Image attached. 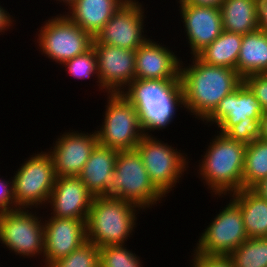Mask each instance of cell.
<instances>
[{
  "instance_id": "6da1fadb",
  "label": "cell",
  "mask_w": 267,
  "mask_h": 267,
  "mask_svg": "<svg viewBox=\"0 0 267 267\" xmlns=\"http://www.w3.org/2000/svg\"><path fill=\"white\" fill-rule=\"evenodd\" d=\"M192 58L193 65H180L183 106L204 122L220 101L243 83V78L235 69L206 64L197 56Z\"/></svg>"
},
{
  "instance_id": "7a4b0ae2",
  "label": "cell",
  "mask_w": 267,
  "mask_h": 267,
  "mask_svg": "<svg viewBox=\"0 0 267 267\" xmlns=\"http://www.w3.org/2000/svg\"><path fill=\"white\" fill-rule=\"evenodd\" d=\"M127 88L122 94L137 109L145 135L148 130L166 128L174 119L176 107L183 108L180 81L135 79Z\"/></svg>"
},
{
  "instance_id": "3957f363",
  "label": "cell",
  "mask_w": 267,
  "mask_h": 267,
  "mask_svg": "<svg viewBox=\"0 0 267 267\" xmlns=\"http://www.w3.org/2000/svg\"><path fill=\"white\" fill-rule=\"evenodd\" d=\"M246 148V144L220 132L210 142L199 164V175L215 196L223 197L242 189Z\"/></svg>"
},
{
  "instance_id": "277c9868",
  "label": "cell",
  "mask_w": 267,
  "mask_h": 267,
  "mask_svg": "<svg viewBox=\"0 0 267 267\" xmlns=\"http://www.w3.org/2000/svg\"><path fill=\"white\" fill-rule=\"evenodd\" d=\"M136 208L141 209L119 198L94 196L86 220L87 241L98 248L124 245L135 229Z\"/></svg>"
},
{
  "instance_id": "5b68a950",
  "label": "cell",
  "mask_w": 267,
  "mask_h": 267,
  "mask_svg": "<svg viewBox=\"0 0 267 267\" xmlns=\"http://www.w3.org/2000/svg\"><path fill=\"white\" fill-rule=\"evenodd\" d=\"M107 196L130 202L142 210L166 197L151 182L136 149L118 151L113 179L107 186Z\"/></svg>"
},
{
  "instance_id": "8992f818",
  "label": "cell",
  "mask_w": 267,
  "mask_h": 267,
  "mask_svg": "<svg viewBox=\"0 0 267 267\" xmlns=\"http://www.w3.org/2000/svg\"><path fill=\"white\" fill-rule=\"evenodd\" d=\"M107 96L104 122L96 131L98 143L117 151L135 150L145 135L137 109L122 93Z\"/></svg>"
},
{
  "instance_id": "52a82bcc",
  "label": "cell",
  "mask_w": 267,
  "mask_h": 267,
  "mask_svg": "<svg viewBox=\"0 0 267 267\" xmlns=\"http://www.w3.org/2000/svg\"><path fill=\"white\" fill-rule=\"evenodd\" d=\"M31 156L33 157H29L13 177L15 203L24 209L47 204L57 177L48 152Z\"/></svg>"
},
{
  "instance_id": "ba28073f",
  "label": "cell",
  "mask_w": 267,
  "mask_h": 267,
  "mask_svg": "<svg viewBox=\"0 0 267 267\" xmlns=\"http://www.w3.org/2000/svg\"><path fill=\"white\" fill-rule=\"evenodd\" d=\"M47 21L39 30L37 43L40 51L56 63L63 64L92 47L94 38L66 15Z\"/></svg>"
},
{
  "instance_id": "9c48e42d",
  "label": "cell",
  "mask_w": 267,
  "mask_h": 267,
  "mask_svg": "<svg viewBox=\"0 0 267 267\" xmlns=\"http://www.w3.org/2000/svg\"><path fill=\"white\" fill-rule=\"evenodd\" d=\"M136 150L142 158L151 182L164 196L187 170L188 161L184 154L151 135H144Z\"/></svg>"
},
{
  "instance_id": "30bf717a",
  "label": "cell",
  "mask_w": 267,
  "mask_h": 267,
  "mask_svg": "<svg viewBox=\"0 0 267 267\" xmlns=\"http://www.w3.org/2000/svg\"><path fill=\"white\" fill-rule=\"evenodd\" d=\"M36 216L26 208L0 213V242L16 255H44L43 223Z\"/></svg>"
},
{
  "instance_id": "8fae6325",
  "label": "cell",
  "mask_w": 267,
  "mask_h": 267,
  "mask_svg": "<svg viewBox=\"0 0 267 267\" xmlns=\"http://www.w3.org/2000/svg\"><path fill=\"white\" fill-rule=\"evenodd\" d=\"M224 208L198 239L196 252L229 256L248 239L240 207L230 199V203Z\"/></svg>"
},
{
  "instance_id": "7c38bea8",
  "label": "cell",
  "mask_w": 267,
  "mask_h": 267,
  "mask_svg": "<svg viewBox=\"0 0 267 267\" xmlns=\"http://www.w3.org/2000/svg\"><path fill=\"white\" fill-rule=\"evenodd\" d=\"M143 14L144 9L140 3L136 0H127L113 14L95 39L100 44L136 50L147 40L142 34L145 29Z\"/></svg>"
},
{
  "instance_id": "4fadbf2b",
  "label": "cell",
  "mask_w": 267,
  "mask_h": 267,
  "mask_svg": "<svg viewBox=\"0 0 267 267\" xmlns=\"http://www.w3.org/2000/svg\"><path fill=\"white\" fill-rule=\"evenodd\" d=\"M92 47L97 57L99 88L107 93H122L135 80V50L100 44Z\"/></svg>"
},
{
  "instance_id": "5bb4252c",
  "label": "cell",
  "mask_w": 267,
  "mask_h": 267,
  "mask_svg": "<svg viewBox=\"0 0 267 267\" xmlns=\"http://www.w3.org/2000/svg\"><path fill=\"white\" fill-rule=\"evenodd\" d=\"M43 221L44 267L65 258L87 241L86 220L77 218H56Z\"/></svg>"
},
{
  "instance_id": "9a60e30c",
  "label": "cell",
  "mask_w": 267,
  "mask_h": 267,
  "mask_svg": "<svg viewBox=\"0 0 267 267\" xmlns=\"http://www.w3.org/2000/svg\"><path fill=\"white\" fill-rule=\"evenodd\" d=\"M48 152L57 177L79 176L98 143L96 131L92 134L67 132L62 134Z\"/></svg>"
},
{
  "instance_id": "2e32d148",
  "label": "cell",
  "mask_w": 267,
  "mask_h": 267,
  "mask_svg": "<svg viewBox=\"0 0 267 267\" xmlns=\"http://www.w3.org/2000/svg\"><path fill=\"white\" fill-rule=\"evenodd\" d=\"M179 4L183 26L188 37L186 39L189 40L192 55L196 56L223 32L221 11L217 6Z\"/></svg>"
},
{
  "instance_id": "e0dca14e",
  "label": "cell",
  "mask_w": 267,
  "mask_h": 267,
  "mask_svg": "<svg viewBox=\"0 0 267 267\" xmlns=\"http://www.w3.org/2000/svg\"><path fill=\"white\" fill-rule=\"evenodd\" d=\"M147 39L135 50V79L180 81V59L170 49Z\"/></svg>"
},
{
  "instance_id": "ac0fdd59",
  "label": "cell",
  "mask_w": 267,
  "mask_h": 267,
  "mask_svg": "<svg viewBox=\"0 0 267 267\" xmlns=\"http://www.w3.org/2000/svg\"><path fill=\"white\" fill-rule=\"evenodd\" d=\"M94 195L78 176L56 177L48 198L51 217L87 219Z\"/></svg>"
},
{
  "instance_id": "d6986e66",
  "label": "cell",
  "mask_w": 267,
  "mask_h": 267,
  "mask_svg": "<svg viewBox=\"0 0 267 267\" xmlns=\"http://www.w3.org/2000/svg\"><path fill=\"white\" fill-rule=\"evenodd\" d=\"M264 112L254 93L243 82L235 91L225 96L215 111L205 120L215 123L221 134H226L240 121L249 118H261Z\"/></svg>"
},
{
  "instance_id": "ffe728a7",
  "label": "cell",
  "mask_w": 267,
  "mask_h": 267,
  "mask_svg": "<svg viewBox=\"0 0 267 267\" xmlns=\"http://www.w3.org/2000/svg\"><path fill=\"white\" fill-rule=\"evenodd\" d=\"M118 151L99 143L93 148L79 178L94 196H107V186L113 179Z\"/></svg>"
},
{
  "instance_id": "44dd1931",
  "label": "cell",
  "mask_w": 267,
  "mask_h": 267,
  "mask_svg": "<svg viewBox=\"0 0 267 267\" xmlns=\"http://www.w3.org/2000/svg\"><path fill=\"white\" fill-rule=\"evenodd\" d=\"M127 0H75L65 14L93 38ZM70 13V14H69Z\"/></svg>"
},
{
  "instance_id": "7402d4cb",
  "label": "cell",
  "mask_w": 267,
  "mask_h": 267,
  "mask_svg": "<svg viewBox=\"0 0 267 267\" xmlns=\"http://www.w3.org/2000/svg\"><path fill=\"white\" fill-rule=\"evenodd\" d=\"M230 197L240 207L248 238L267 237V201L251 189H241Z\"/></svg>"
},
{
  "instance_id": "603a6c76",
  "label": "cell",
  "mask_w": 267,
  "mask_h": 267,
  "mask_svg": "<svg viewBox=\"0 0 267 267\" xmlns=\"http://www.w3.org/2000/svg\"><path fill=\"white\" fill-rule=\"evenodd\" d=\"M235 70L243 79L252 74L267 73V33L258 29L242 35Z\"/></svg>"
},
{
  "instance_id": "cb8c5ba5",
  "label": "cell",
  "mask_w": 267,
  "mask_h": 267,
  "mask_svg": "<svg viewBox=\"0 0 267 267\" xmlns=\"http://www.w3.org/2000/svg\"><path fill=\"white\" fill-rule=\"evenodd\" d=\"M219 8L224 31L245 35L258 30L257 0H223Z\"/></svg>"
},
{
  "instance_id": "d4e9b609",
  "label": "cell",
  "mask_w": 267,
  "mask_h": 267,
  "mask_svg": "<svg viewBox=\"0 0 267 267\" xmlns=\"http://www.w3.org/2000/svg\"><path fill=\"white\" fill-rule=\"evenodd\" d=\"M241 43V34L223 30L218 38L196 56L209 65L236 69Z\"/></svg>"
},
{
  "instance_id": "484cf974",
  "label": "cell",
  "mask_w": 267,
  "mask_h": 267,
  "mask_svg": "<svg viewBox=\"0 0 267 267\" xmlns=\"http://www.w3.org/2000/svg\"><path fill=\"white\" fill-rule=\"evenodd\" d=\"M265 177H267V141L257 139L247 144L242 189H251Z\"/></svg>"
},
{
  "instance_id": "4316f807",
  "label": "cell",
  "mask_w": 267,
  "mask_h": 267,
  "mask_svg": "<svg viewBox=\"0 0 267 267\" xmlns=\"http://www.w3.org/2000/svg\"><path fill=\"white\" fill-rule=\"evenodd\" d=\"M229 256L235 267H267V237L248 238Z\"/></svg>"
},
{
  "instance_id": "83f0119b",
  "label": "cell",
  "mask_w": 267,
  "mask_h": 267,
  "mask_svg": "<svg viewBox=\"0 0 267 267\" xmlns=\"http://www.w3.org/2000/svg\"><path fill=\"white\" fill-rule=\"evenodd\" d=\"M100 267H143L140 258L124 245H108L99 248Z\"/></svg>"
},
{
  "instance_id": "f1b7e54d",
  "label": "cell",
  "mask_w": 267,
  "mask_h": 267,
  "mask_svg": "<svg viewBox=\"0 0 267 267\" xmlns=\"http://www.w3.org/2000/svg\"><path fill=\"white\" fill-rule=\"evenodd\" d=\"M49 267H100L99 248L86 241L65 258L51 264Z\"/></svg>"
},
{
  "instance_id": "f546056e",
  "label": "cell",
  "mask_w": 267,
  "mask_h": 267,
  "mask_svg": "<svg viewBox=\"0 0 267 267\" xmlns=\"http://www.w3.org/2000/svg\"><path fill=\"white\" fill-rule=\"evenodd\" d=\"M70 75H73L75 79L90 78L94 74L97 75L98 83V71H97V57L93 47L83 54L77 55L76 57L63 63Z\"/></svg>"
},
{
  "instance_id": "4dcf8cb0",
  "label": "cell",
  "mask_w": 267,
  "mask_h": 267,
  "mask_svg": "<svg viewBox=\"0 0 267 267\" xmlns=\"http://www.w3.org/2000/svg\"><path fill=\"white\" fill-rule=\"evenodd\" d=\"M261 118H247L233 126L225 135L244 144H250L254 140L260 139Z\"/></svg>"
},
{
  "instance_id": "1f68e13d",
  "label": "cell",
  "mask_w": 267,
  "mask_h": 267,
  "mask_svg": "<svg viewBox=\"0 0 267 267\" xmlns=\"http://www.w3.org/2000/svg\"><path fill=\"white\" fill-rule=\"evenodd\" d=\"M243 82L254 93L263 112H267V73L246 76Z\"/></svg>"
},
{
  "instance_id": "d6a6232c",
  "label": "cell",
  "mask_w": 267,
  "mask_h": 267,
  "mask_svg": "<svg viewBox=\"0 0 267 267\" xmlns=\"http://www.w3.org/2000/svg\"><path fill=\"white\" fill-rule=\"evenodd\" d=\"M192 267H235L230 256L207 255L194 250Z\"/></svg>"
},
{
  "instance_id": "836d02e7",
  "label": "cell",
  "mask_w": 267,
  "mask_h": 267,
  "mask_svg": "<svg viewBox=\"0 0 267 267\" xmlns=\"http://www.w3.org/2000/svg\"><path fill=\"white\" fill-rule=\"evenodd\" d=\"M0 179V213L16 210L19 207L15 203L13 178L11 181Z\"/></svg>"
},
{
  "instance_id": "e575fe53",
  "label": "cell",
  "mask_w": 267,
  "mask_h": 267,
  "mask_svg": "<svg viewBox=\"0 0 267 267\" xmlns=\"http://www.w3.org/2000/svg\"><path fill=\"white\" fill-rule=\"evenodd\" d=\"M258 29L267 33V0H257Z\"/></svg>"
},
{
  "instance_id": "d590c367",
  "label": "cell",
  "mask_w": 267,
  "mask_h": 267,
  "mask_svg": "<svg viewBox=\"0 0 267 267\" xmlns=\"http://www.w3.org/2000/svg\"><path fill=\"white\" fill-rule=\"evenodd\" d=\"M12 20L11 15L0 6V33L12 26Z\"/></svg>"
},
{
  "instance_id": "8d00e7d4",
  "label": "cell",
  "mask_w": 267,
  "mask_h": 267,
  "mask_svg": "<svg viewBox=\"0 0 267 267\" xmlns=\"http://www.w3.org/2000/svg\"><path fill=\"white\" fill-rule=\"evenodd\" d=\"M251 190L259 197L267 201V177L254 185Z\"/></svg>"
},
{
  "instance_id": "74e56055",
  "label": "cell",
  "mask_w": 267,
  "mask_h": 267,
  "mask_svg": "<svg viewBox=\"0 0 267 267\" xmlns=\"http://www.w3.org/2000/svg\"><path fill=\"white\" fill-rule=\"evenodd\" d=\"M179 3H188L203 6H217L219 7L223 0H179Z\"/></svg>"
},
{
  "instance_id": "f35d334b",
  "label": "cell",
  "mask_w": 267,
  "mask_h": 267,
  "mask_svg": "<svg viewBox=\"0 0 267 267\" xmlns=\"http://www.w3.org/2000/svg\"><path fill=\"white\" fill-rule=\"evenodd\" d=\"M260 139L267 141V112L263 114L260 121Z\"/></svg>"
},
{
  "instance_id": "ab89813d",
  "label": "cell",
  "mask_w": 267,
  "mask_h": 267,
  "mask_svg": "<svg viewBox=\"0 0 267 267\" xmlns=\"http://www.w3.org/2000/svg\"><path fill=\"white\" fill-rule=\"evenodd\" d=\"M56 1H58V0H56ZM61 3H62V1H63V3L66 5L67 4V6H68V8H69V6H71L74 2H75V0H59Z\"/></svg>"
}]
</instances>
